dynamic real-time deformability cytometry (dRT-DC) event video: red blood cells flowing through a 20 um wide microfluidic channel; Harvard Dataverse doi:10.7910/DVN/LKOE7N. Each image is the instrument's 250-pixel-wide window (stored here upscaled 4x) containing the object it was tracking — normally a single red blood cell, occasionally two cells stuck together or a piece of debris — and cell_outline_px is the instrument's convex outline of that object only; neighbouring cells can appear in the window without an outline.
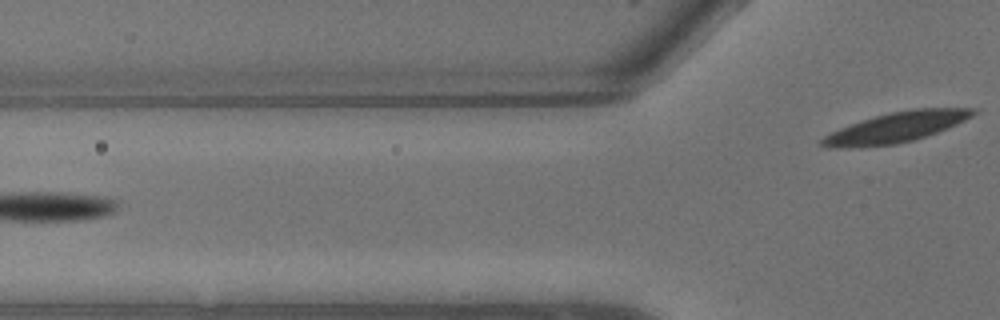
{"species": "common noctule bat (a hibernating species)", "species_latin": "Nyctalus noctula", "temperature_condition": "warm", "stored_images_in_passage": 9, "segment_of_instrument_passage": [2, 2], "camera_frame_rate_fps": 3000, "um_per_image_px": 0.085, "animal": {"sex": "male", "body_mass_g": 13.3}, "frame": {"image": 1, "passage_image": 9, "time_ms": 2.667, "image_size_px": [1000, 320], "cell_outline_px": [[980, 112], [948, 128], [912, 140], [896, 144], [856, 148], [828, 148], [820, 144], [820, 140], [824, 136], [840, 128], [876, 116], [892, 112], [912, 108], [976, 108]], "centroid_in_image_um": [76.18, 10.83], "position_along_channel_um": 49.6, "area_um2": 26.41}}